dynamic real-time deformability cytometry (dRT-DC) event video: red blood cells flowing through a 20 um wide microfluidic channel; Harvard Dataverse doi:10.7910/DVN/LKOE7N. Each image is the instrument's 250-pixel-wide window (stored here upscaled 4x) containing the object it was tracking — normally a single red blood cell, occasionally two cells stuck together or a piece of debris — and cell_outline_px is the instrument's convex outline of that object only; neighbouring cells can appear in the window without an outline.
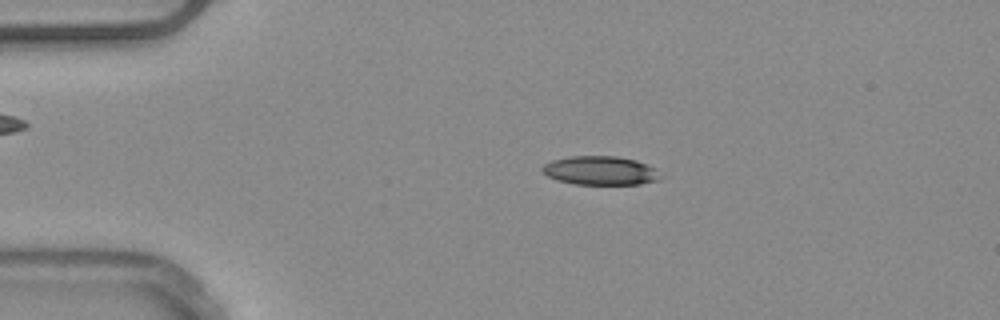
{"species": "common noctule bat (a hibernating species)", "species_latin": "Nyctalus noctula", "temperature_condition": "warm", "stored_images_in_passage": 51, "camera_frame_rate_fps": 3000, "um_per_image_px": 0.085, "animal": {"sex": "male", "body_mass_g": 20.4}, "frame": {"image": 1, "passage_image": 10, "time_ms": 3.0, "image_size_px": [1000, 320], "cell_outline_px": [[664, 176], [660, 180], [640, 184], [572, 184], [556, 180], [548, 176], [540, 168], [544, 164], [552, 160], [568, 156], [616, 156], [636, 160], [648, 164], [656, 168]], "centroid_in_image_um": [51.07, 14.5], "position_along_channel_um": 33.9, "area_um2": 20.17}}
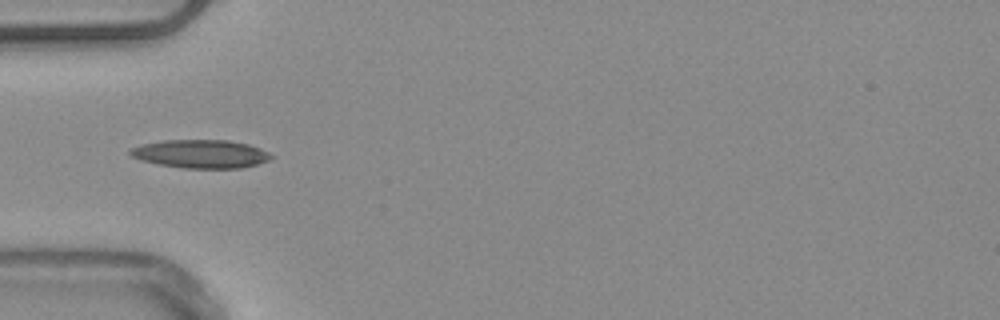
{"frame": {"image": 2, "passage_image": 16, "time_ms": 5.0, "image_size_px": [1000, 320], "cell_outline_px": [[276, 156], [268, 160], [256, 164], [240, 168], [184, 168], [160, 164], [140, 160], [132, 156], [128, 152], [132, 148], [140, 144], [164, 140], [228, 140], [248, 144], [260, 148]], "centroid_in_image_um": [17.07, 13.07], "position_along_channel_um": 67.9, "area_um2": 23.24}}
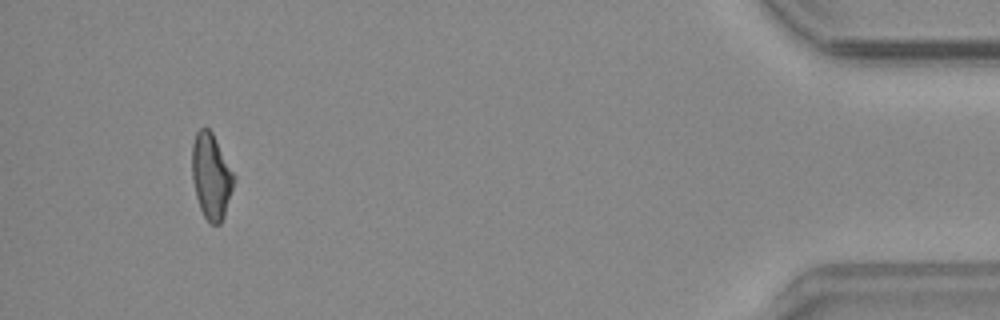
{"frame": {"image": 3, "passage_image": 48, "time_ms": 15.667, "image_size_px": [1000, 320], "cell_outline_px": [[236, 176], [224, 216], [220, 224], [212, 224], [204, 216], [200, 208], [196, 196], [192, 176], [192, 144], [196, 132], [200, 128], [208, 128], [212, 132]], "centroid_in_image_um": [17.95, 14.96], "position_along_channel_um": 417.2, "area_um2": 20.75}, "authors_computed_cell_mechanics": {"area_um2": 20.7502, "velocity_mm_per_s": 3.9303, "shape_relaxation_time_tau1_ms": 5.5398, "shape_relaxation_time_tau2_ms": 6.1473, "deformation_change_tau1": 0.1807, "deformation_change_tau2": 0.1722}}